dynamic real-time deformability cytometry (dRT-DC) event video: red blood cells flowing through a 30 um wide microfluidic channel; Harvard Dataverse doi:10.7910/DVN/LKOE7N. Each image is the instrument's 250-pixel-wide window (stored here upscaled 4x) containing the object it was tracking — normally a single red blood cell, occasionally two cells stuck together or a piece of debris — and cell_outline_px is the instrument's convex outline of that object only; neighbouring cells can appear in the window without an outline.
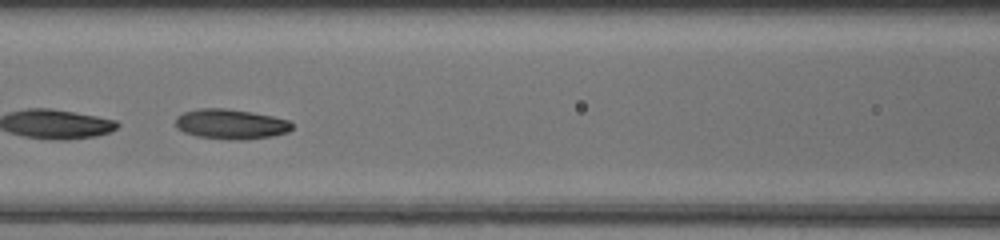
{"species": "common noctule bat (a hibernating species)", "species_latin": "Nyctalus noctula", "temperature_condition": "room temperature", "stored_images_in_passage": 11, "camera_frame_rate_fps": 3000, "um_per_image_px": 0.085, "animal": {"sex": "female", "body_mass_g": 20.0, "forearm_length_mm": 54.0}, "frame": {"image": 1, "passage_image": 11, "time_ms": 3.333, "image_size_px": [1000, 240], "cell_outline_px": [[292, 128], [288, 132], [272, 136], [244, 140], [228, 140], [196, 136], [184, 132], [176, 128], [176, 116], [184, 112], [200, 108], [224, 108], [252, 112], [272, 116], [288, 120], [292, 124]], "centroid_in_image_um": [19.6, 10.55], "position_along_channel_um": 147.0, "area_um2": 20.46}}